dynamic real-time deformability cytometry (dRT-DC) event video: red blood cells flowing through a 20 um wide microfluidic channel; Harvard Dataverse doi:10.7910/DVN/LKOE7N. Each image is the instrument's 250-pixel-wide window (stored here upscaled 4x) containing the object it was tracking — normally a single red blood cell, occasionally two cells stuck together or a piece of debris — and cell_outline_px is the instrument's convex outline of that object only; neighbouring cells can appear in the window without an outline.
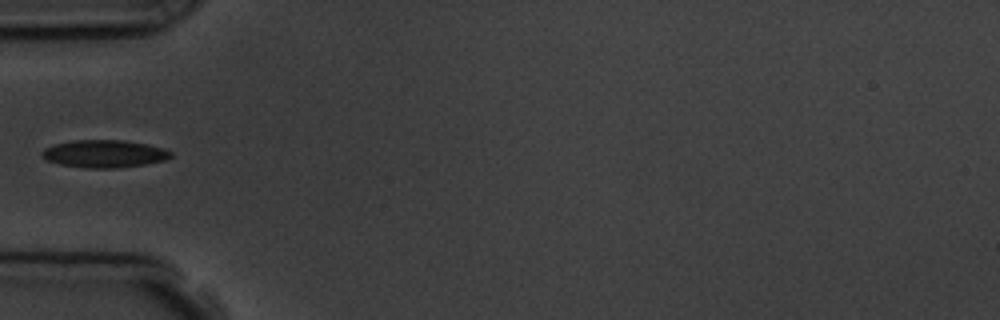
{"species": "common noctule bat (a hibernating species)", "species_latin": "Nyctalus noctula", "temperature_condition": "room temperature", "stored_images_in_passage": 5, "camera_frame_rate_fps": 3000, "um_per_image_px": 0.085, "animal": {"sex": "male", "body_mass_g": 19.5, "forearm_length_mm": 54.6}, "frame": {"image": 1, "passage_image": 5, "time_ms": 4.333, "image_size_px": [1000, 320], "cell_outline_px": [[172, 156], [164, 160], [144, 164], [116, 168], [84, 168], [60, 164], [48, 160], [40, 156], [40, 152], [44, 148], [56, 144], [72, 140], [124, 140], [148, 144], [164, 148], [172, 152]], "centroid_in_image_um": [8.85, 13.06], "position_along_channel_um": 76.1, "area_um2": 20.75}}